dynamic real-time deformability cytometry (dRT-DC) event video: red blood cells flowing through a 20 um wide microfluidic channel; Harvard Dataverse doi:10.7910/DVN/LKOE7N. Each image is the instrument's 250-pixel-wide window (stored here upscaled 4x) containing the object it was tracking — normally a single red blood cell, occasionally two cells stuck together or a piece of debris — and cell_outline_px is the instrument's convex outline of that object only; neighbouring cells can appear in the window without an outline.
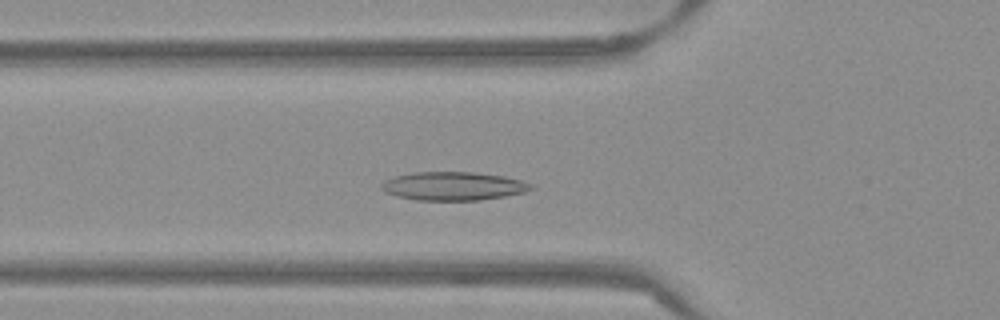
{"species": "Egyptian fruit bat (a non-hibernating species)", "species_latin": "Rousettus aegyptiacus", "temperature_condition": "warm", "stored_images_in_passage": 49, "camera_frame_rate_fps": 3000, "um_per_image_px": 0.085, "frame": {"image": 1, "passage_image": 14, "time_ms": 4.333, "image_size_px": [1000, 320], "cell_outline_px": [[536, 188], [524, 192], [504, 196], [480, 200], [416, 200], [396, 196], [380, 188], [380, 184], [384, 180], [396, 176], [412, 172], [472, 172], [504, 176], [524, 180], [532, 184]], "centroid_in_image_um": [38.55, 15.81], "position_along_channel_um": 87.2, "area_um2": 24.91}}
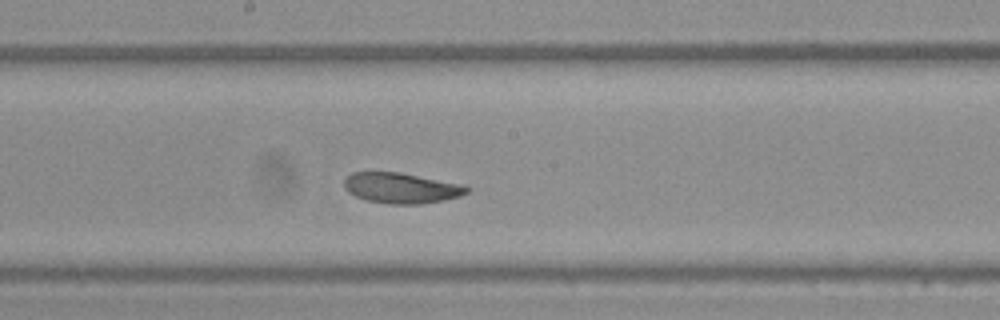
{"frame": {"image": 2, "passage_image": 24, "time_ms": 7.667, "image_size_px": [1000, 320], "cell_outline_px": [[472, 188], [468, 192], [460, 196], [444, 200], [420, 204], [388, 204], [368, 200], [356, 196], [348, 192], [344, 188], [344, 180], [352, 172], [400, 172], [460, 184]], "centroid_in_image_um": [34.11, 15.98], "position_along_channel_um": 214.1, "area_um2": 21.73}}
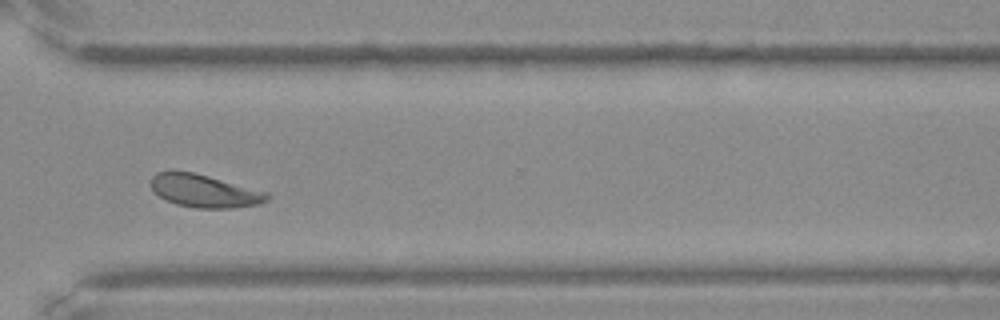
{"frame": {"image": 3, "passage_image": 35, "time_ms": 11.333, "image_size_px": [1000, 320], "cell_outline_px": [[272, 196], [268, 200], [260, 204], [232, 208], [196, 208], [176, 204], [164, 200], [152, 188], [152, 176], [156, 172], [192, 172], [208, 176], [268, 192]], "centroid_in_image_um": [17.42, 16.25], "position_along_channel_um": 353.2, "area_um2": 22.02}, "authors_computed_cell_mechanics": {"area_um2": 22.5998, "velocity_mm_per_s": 3.791, "shape_relaxation_time_tau1_ms": 5.6697, "shape_relaxation_time_tau2_ms": 2.6633, "deformation_change_tau1": 0.1453, "deformation_change_tau2": 0.072}}